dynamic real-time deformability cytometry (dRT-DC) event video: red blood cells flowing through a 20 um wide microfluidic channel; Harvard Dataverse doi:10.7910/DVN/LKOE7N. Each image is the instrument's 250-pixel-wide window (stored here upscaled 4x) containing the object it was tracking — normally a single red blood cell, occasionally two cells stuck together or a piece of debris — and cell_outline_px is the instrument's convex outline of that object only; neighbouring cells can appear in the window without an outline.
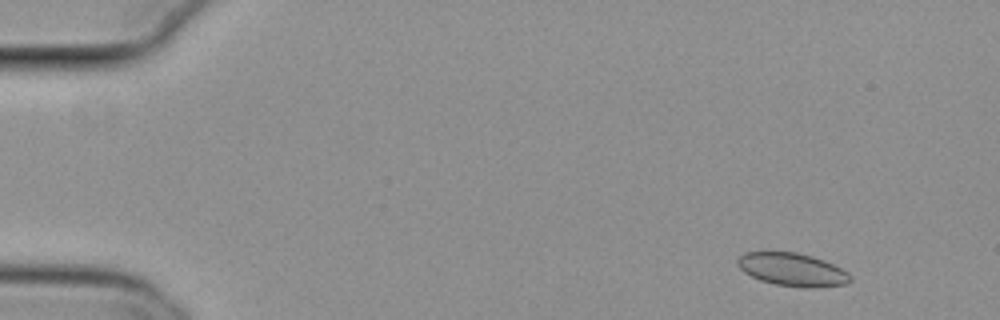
{"species": "common noctule bat (a hibernating species)", "species_latin": "Nyctalus noctula", "temperature_condition": "cold", "stored_images_in_passage": 16, "camera_frame_rate_fps": 3000, "um_per_image_px": 0.085, "animal": {"sex": "female", "body_mass_g": 29.2, "forearm_length_mm": 56.3}, "frame": {"image": 1, "passage_image": 5, "time_ms": 1.333, "image_size_px": [1000, 320], "cell_outline_px": [[852, 280], [844, 284], [816, 288], [804, 288], [776, 284], [760, 280], [744, 272], [736, 264], [736, 260], [744, 252], [768, 248], [796, 252], [812, 256], [824, 260], [848, 272], [852, 276]], "centroid_in_image_um": [67.29, 22.86], "position_along_channel_um": 17.7, "area_um2": 22.48}}
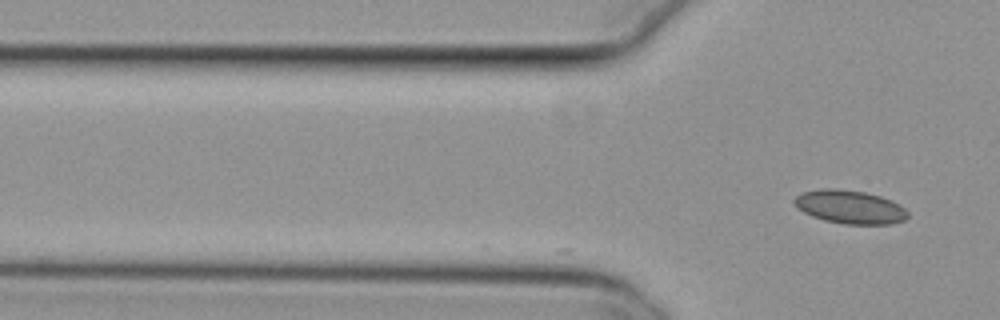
{"frame": {"image": 2, "passage_image": 16, "time_ms": 5.0, "image_size_px": [1000, 320], "cell_outline_px": [[908, 216], [904, 220], [892, 224], [844, 224], [824, 220], [812, 216], [804, 212], [792, 200], [800, 192], [820, 188], [840, 188], [864, 192], [880, 196], [892, 200], [900, 204], [908, 212]], "centroid_in_image_um": [72.25, 17.58], "position_along_channel_um": 53.6, "area_um2": 22.25}}